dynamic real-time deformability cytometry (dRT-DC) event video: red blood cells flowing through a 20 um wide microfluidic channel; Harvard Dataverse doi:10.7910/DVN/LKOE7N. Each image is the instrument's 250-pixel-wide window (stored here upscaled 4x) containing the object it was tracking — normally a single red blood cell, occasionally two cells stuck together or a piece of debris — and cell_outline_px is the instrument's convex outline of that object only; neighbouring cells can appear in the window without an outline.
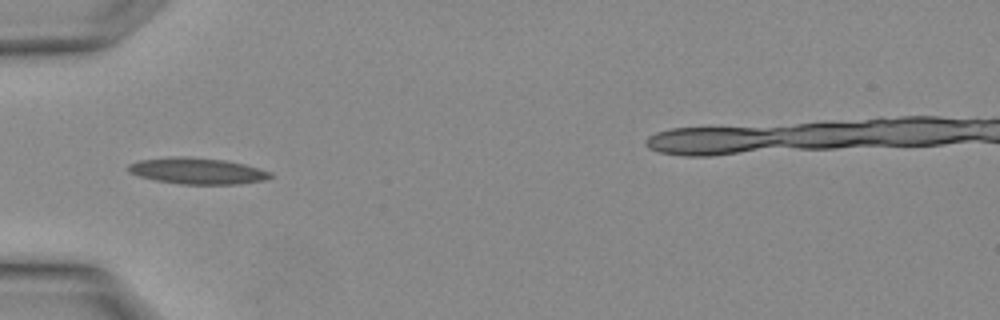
{"species": "Egyptian fruit bat (a non-hibernating species)", "species_latin": "Rousettus aegyptiacus", "temperature_condition": "warm", "stored_images_in_passage": 2, "camera_frame_rate_fps": 3000, "um_per_image_px": 0.085, "animal": {"sex": "female"}, "frame": {"image": 1, "passage_image": 2, "time_ms": 0.333, "image_size_px": [1000, 320], "cell_outline_px": [[272, 176], [264, 180], [236, 184], [180, 184], [156, 180], [140, 176], [128, 172], [128, 164], [140, 160], [176, 156], [184, 156], [224, 160], [244, 164], [268, 172]], "centroid_in_image_um": [16.71, 14.53], "position_along_channel_um": 68.3, "area_um2": 21.39}}